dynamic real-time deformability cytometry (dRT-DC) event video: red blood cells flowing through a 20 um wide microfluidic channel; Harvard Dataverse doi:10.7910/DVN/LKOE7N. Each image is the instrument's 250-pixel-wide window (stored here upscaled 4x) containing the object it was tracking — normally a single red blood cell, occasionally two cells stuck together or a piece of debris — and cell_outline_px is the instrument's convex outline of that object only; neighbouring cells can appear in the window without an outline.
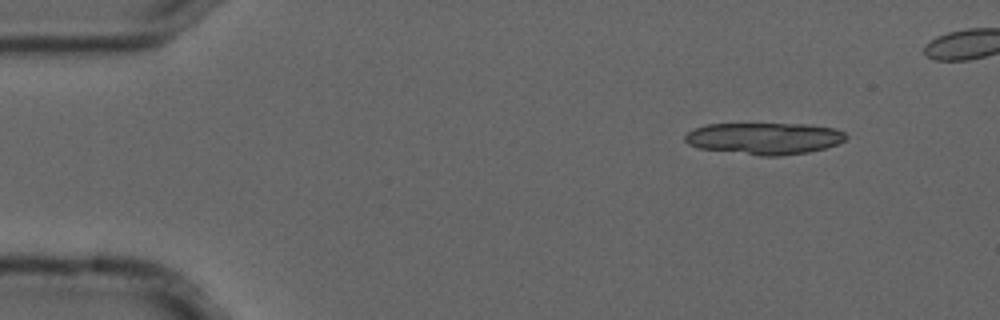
{"species": "common noctule bat (a hibernating species)", "species_latin": "Nyctalus noctula", "temperature_condition": "cold", "stored_images_in_passage": 5, "camera_frame_rate_fps": 3000, "um_per_image_px": 0.085, "animal": {"sex": "male", "forearm_length_mm": 52.5}, "frame": {"image": 1, "passage_image": 1, "time_ms": 0.0, "image_size_px": [1000, 320], "cell_outline_px": [[848, 136], [844, 140], [836, 144], [824, 148], [808, 152], [780, 156], [760, 156], [700, 148], [688, 144], [684, 140], [684, 136], [688, 132], [704, 124], [812, 124], [836, 128], [844, 132]], "centroid_in_image_um": [64.98, 11.76], "position_along_channel_um": 20.0, "area_um2": 29.88}}